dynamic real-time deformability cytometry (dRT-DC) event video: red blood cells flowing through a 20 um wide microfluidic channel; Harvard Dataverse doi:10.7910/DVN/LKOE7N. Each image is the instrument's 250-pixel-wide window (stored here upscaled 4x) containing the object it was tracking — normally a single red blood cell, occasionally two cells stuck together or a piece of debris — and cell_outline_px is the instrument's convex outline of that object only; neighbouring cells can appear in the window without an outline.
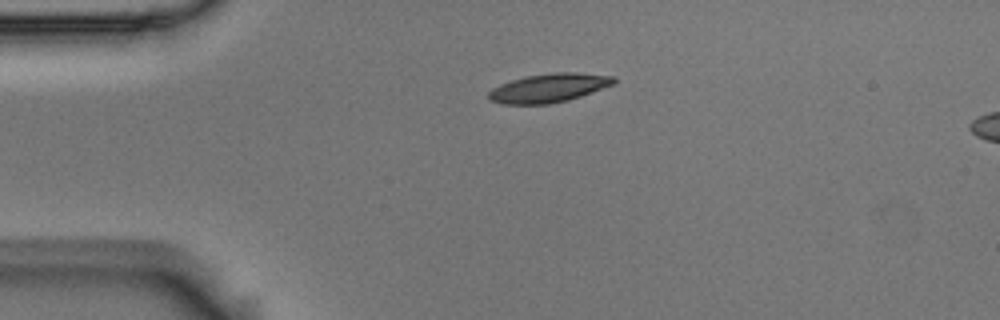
{"species": "Egyptian fruit bat (a non-hibernating species)", "species_latin": "Rousettus aegyptiacus", "temperature_condition": "room temperature", "stored_images_in_passage": 6, "camera_frame_rate_fps": 3000, "um_per_image_px": 0.085, "animal": {"sex": "male"}, "frame": {"image": 1, "passage_image": 1, "time_ms": 0.0, "image_size_px": [1000, 320], "cell_outline_px": [[616, 84], [568, 100], [548, 104], [504, 104], [488, 100], [488, 92], [492, 88], [500, 84], [524, 76], [556, 72], [576, 72], [616, 76]], "centroid_in_image_um": [46.67, 7.47], "position_along_channel_um": 38.3, "area_um2": 21.15}}